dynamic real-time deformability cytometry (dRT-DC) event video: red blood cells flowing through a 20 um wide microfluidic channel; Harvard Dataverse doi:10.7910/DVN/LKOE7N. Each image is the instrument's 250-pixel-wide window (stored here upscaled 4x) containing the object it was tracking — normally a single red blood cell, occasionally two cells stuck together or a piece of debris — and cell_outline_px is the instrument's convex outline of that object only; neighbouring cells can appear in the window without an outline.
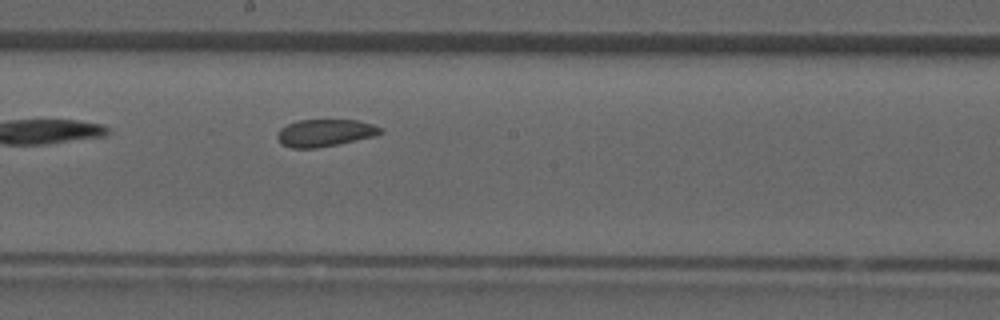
{"species": "common noctule bat (a hibernating species)", "species_latin": "Nyctalus noctula", "temperature_condition": "room temperature", "stored_images_in_passage": 25, "camera_frame_rate_fps": 3000, "um_per_image_px": 0.085, "animal": {"sex": "male", "forearm_length_mm": 52.5}, "frame": {"image": 1, "passage_image": 11, "time_ms": 3.333, "image_size_px": [1000, 320], "cell_outline_px": [[384, 132], [372, 136], [356, 140], [316, 148], [292, 148], [280, 144], [276, 136], [276, 132], [280, 128], [288, 124], [300, 120], [356, 120], [372, 124], [380, 128]], "centroid_in_image_um": [27.55, 11.29], "position_along_channel_um": 220.6, "area_um2": 16.24}}